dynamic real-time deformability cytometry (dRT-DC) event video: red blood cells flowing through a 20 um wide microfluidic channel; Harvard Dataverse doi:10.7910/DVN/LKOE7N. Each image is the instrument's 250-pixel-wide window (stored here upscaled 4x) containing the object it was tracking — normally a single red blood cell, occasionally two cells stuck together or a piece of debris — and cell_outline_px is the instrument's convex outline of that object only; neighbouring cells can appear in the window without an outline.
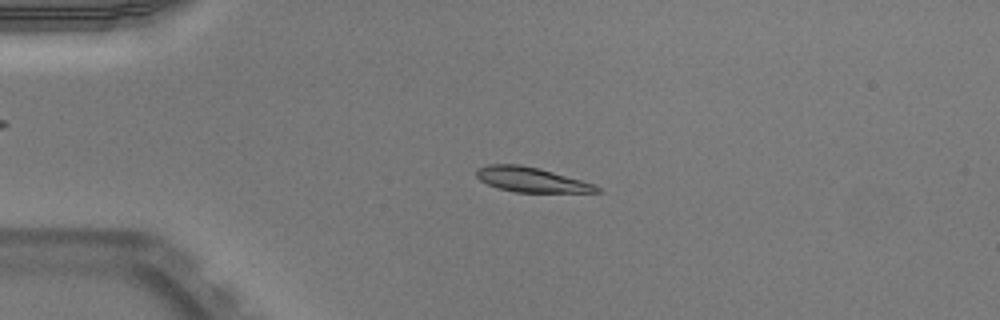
{"species": "Egyptian fruit bat (a non-hibernating species)", "species_latin": "Rousettus aegyptiacus", "temperature_condition": "warm", "stored_images_in_passage": 51, "camera_frame_rate_fps": 3000, "um_per_image_px": 0.085, "animal": {"sex": "male"}, "frame": {"image": 1, "passage_image": 12, "time_ms": 3.667, "image_size_px": [1000, 320], "cell_outline_px": [[604, 192], [516, 192], [496, 188], [480, 180], [476, 176], [476, 168], [488, 164], [520, 164], [540, 168], [580, 180], [592, 184], [600, 188]], "centroid_in_image_um": [45.11, 15.26], "position_along_channel_um": 39.9, "area_um2": 17.34}}
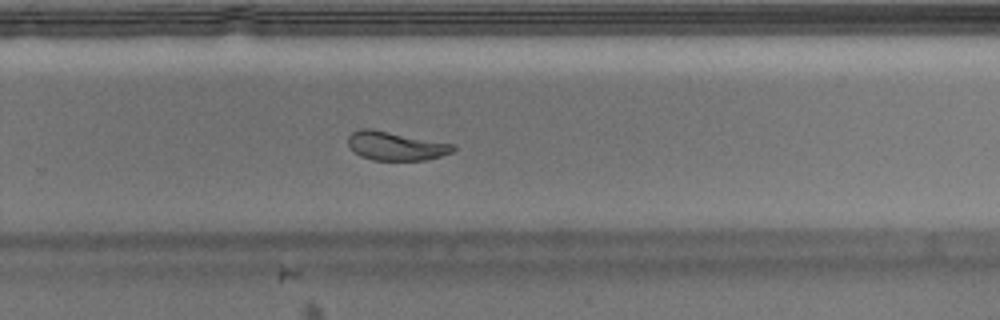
{"frame": {"image": 2, "passage_image": 34, "time_ms": 11.0, "image_size_px": [1000, 320], "cell_outline_px": [[456, 148], [452, 152], [440, 156], [424, 160], [372, 160], [360, 156], [352, 152], [348, 144], [348, 136], [352, 132], [360, 128], [372, 128], [456, 144]], "centroid_in_image_um": [33.62, 12.39], "position_along_channel_um": 296.2, "area_um2": 17.92}}
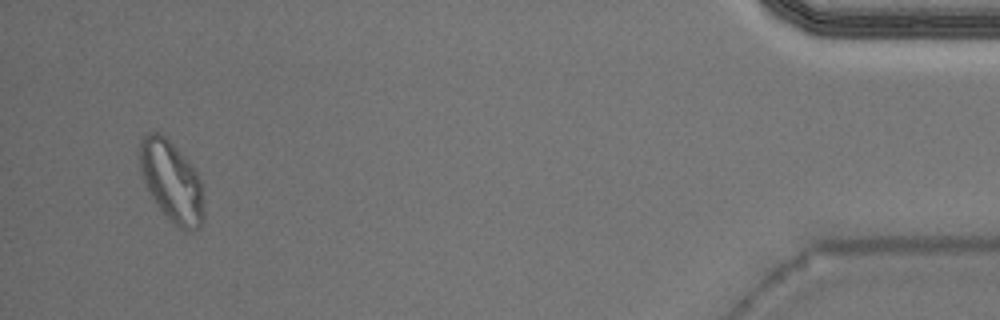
{"frame": {"image": 3, "passage_image": 49, "time_ms": 16.0, "image_size_px": [1000, 320], "cell_outline_px": [[204, 220], [200, 228], [192, 232], [184, 232], [156, 204], [148, 192], [140, 176], [140, 140], [148, 132], [156, 128], [172, 144], [196, 172], [200, 180], [204, 212]], "centroid_in_image_um": [14.56, 15.43], "position_along_channel_um": 420.6, "area_um2": 30.11}, "authors_computed_cell_mechanics": {"area_um2": 18.207, "velocity_mm_per_s": 3.9398, "shape_relaxation_time_tau1_ms": 2.7426, "shape_relaxation_time_tau2_ms": 2.443, "deformation_change_tau1": 0.1469, "deformation_change_tau2": 0.0661}}